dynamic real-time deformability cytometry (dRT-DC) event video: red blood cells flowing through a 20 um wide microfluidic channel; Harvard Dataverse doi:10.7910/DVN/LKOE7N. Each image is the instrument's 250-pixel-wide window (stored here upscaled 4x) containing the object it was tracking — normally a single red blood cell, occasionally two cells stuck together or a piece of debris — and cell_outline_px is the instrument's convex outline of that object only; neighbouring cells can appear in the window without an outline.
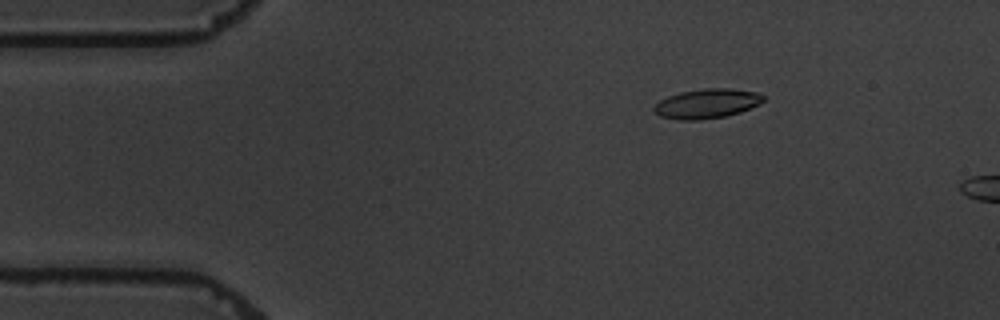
{"species": "common noctule bat (a hibernating species)", "species_latin": "Nyctalus noctula", "temperature_condition": "warm", "stored_images_in_passage": 4, "camera_frame_rate_fps": 3000, "um_per_image_px": 0.085, "animal": {"sex": "male", "body_mass_g": 19.5, "forearm_length_mm": 54.6}, "frame": {"image": 1, "passage_image": 3, "time_ms": 2.333, "image_size_px": [1000, 320], "cell_outline_px": [[764, 100], [760, 104], [740, 112], [724, 116], [700, 120], [680, 120], [660, 116], [652, 108], [660, 100], [668, 96], [680, 92], [704, 88], [728, 88], [756, 92], [764, 96]], "centroid_in_image_um": [60.08, 8.8], "position_along_channel_um": 24.9, "area_um2": 18.73}}